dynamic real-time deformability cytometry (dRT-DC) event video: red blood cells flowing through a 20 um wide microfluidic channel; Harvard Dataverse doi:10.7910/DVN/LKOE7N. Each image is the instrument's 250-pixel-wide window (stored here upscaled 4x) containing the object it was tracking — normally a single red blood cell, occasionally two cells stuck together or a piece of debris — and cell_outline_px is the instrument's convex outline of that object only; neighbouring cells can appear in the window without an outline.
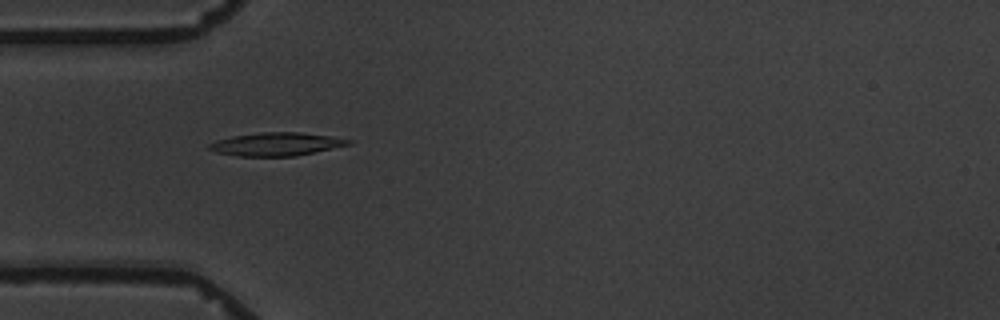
{"species": "common noctule bat (a hibernating species)", "species_latin": "Nyctalus noctula", "temperature_condition": "warm", "stored_images_in_passage": 5, "camera_frame_rate_fps": 3000, "um_per_image_px": 0.085, "animal": {"sex": "male", "body_mass_g": 19.5, "forearm_length_mm": 54.6}, "frame": {"image": 1, "passage_image": 4, "time_ms": 3.667, "image_size_px": [1000, 320], "cell_outline_px": [[352, 144], [296, 156], [236, 156], [216, 152], [208, 148], [208, 144], [216, 140], [232, 136], [260, 132], [300, 132], [332, 136], [352, 140]], "centroid_in_image_um": [23.49, 12.25], "position_along_channel_um": 61.5, "area_um2": 18.9}}
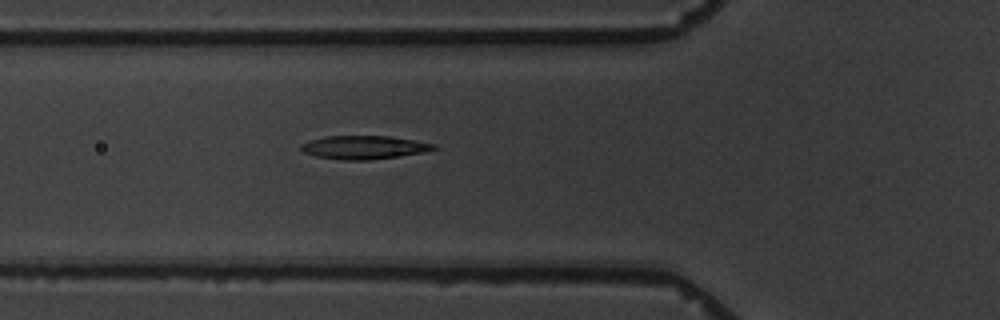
{"frame": {"image": 2, "passage_image": 5, "time_ms": 4.667, "image_size_px": [1000, 320], "cell_outline_px": [[440, 148], [424, 152], [400, 156], [368, 160], [344, 160], [316, 156], [304, 152], [300, 148], [300, 144], [308, 140], [324, 136], [388, 136], [436, 144]], "centroid_in_image_um": [30.94, 12.52], "position_along_channel_um": 94.9, "area_um2": 18.15}}